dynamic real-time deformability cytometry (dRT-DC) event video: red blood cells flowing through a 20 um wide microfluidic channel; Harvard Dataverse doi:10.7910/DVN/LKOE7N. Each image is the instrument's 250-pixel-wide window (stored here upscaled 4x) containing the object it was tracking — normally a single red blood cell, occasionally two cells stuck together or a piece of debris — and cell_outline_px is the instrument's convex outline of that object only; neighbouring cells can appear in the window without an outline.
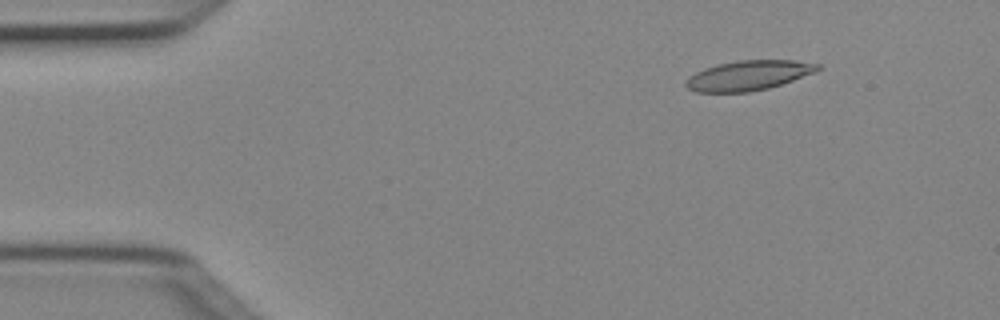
{"species": "Egyptian fruit bat (a non-hibernating species)", "species_latin": "Rousettus aegyptiacus", "temperature_condition": "cold", "stored_images_in_passage": 4, "camera_frame_rate_fps": 3000, "um_per_image_px": 0.085, "animal": {"sex": "female"}, "frame": {"image": 1, "passage_image": 1, "time_ms": 0.0, "image_size_px": [1000, 320], "cell_outline_px": [[824, 68], [816, 72], [768, 88], [748, 92], [696, 92], [688, 88], [684, 84], [684, 80], [688, 76], [704, 68], [716, 64], [736, 60], [792, 60], [820, 64]], "centroid_in_image_um": [63.6, 6.4], "position_along_channel_um": 21.4, "area_um2": 23.06}}
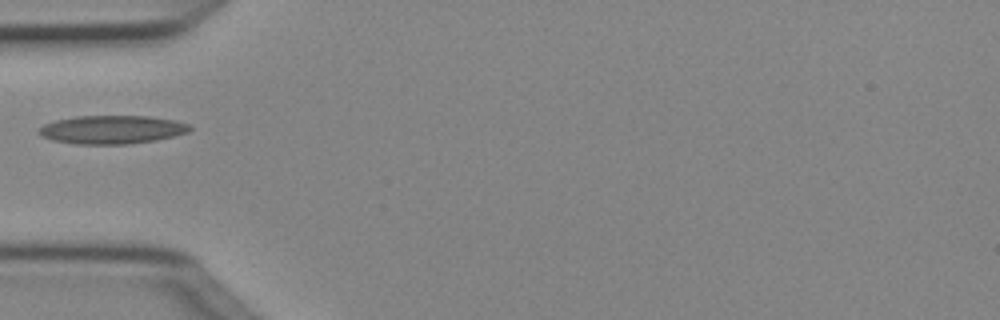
{"frame": {"image": 2, "passage_image": 4, "time_ms": 1.0, "image_size_px": [1000, 320], "cell_outline_px": [[192, 128], [188, 132], [156, 140], [128, 144], [76, 144], [52, 140], [36, 132], [36, 128], [44, 124], [56, 120], [76, 116], [148, 116], [176, 120], [192, 124]], "centroid_in_image_um": [9.52, 11.01], "position_along_channel_um": 75.5, "area_um2": 25.14}}